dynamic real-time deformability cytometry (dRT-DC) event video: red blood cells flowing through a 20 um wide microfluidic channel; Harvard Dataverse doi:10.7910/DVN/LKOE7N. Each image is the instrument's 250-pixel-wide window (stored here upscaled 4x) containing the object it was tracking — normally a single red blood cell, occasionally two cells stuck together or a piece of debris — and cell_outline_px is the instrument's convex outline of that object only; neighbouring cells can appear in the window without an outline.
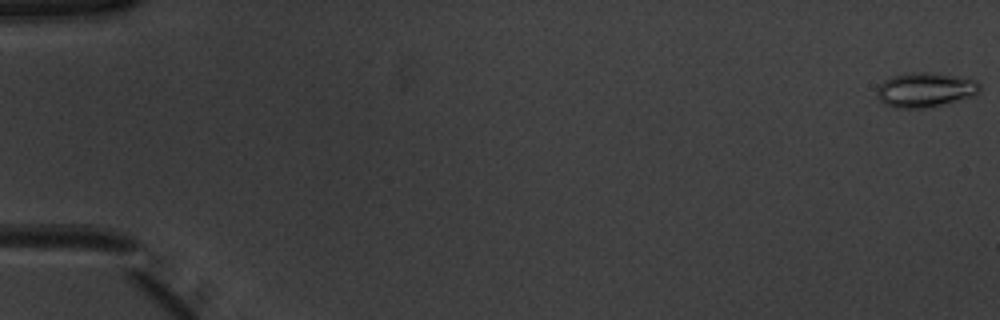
{"species": "common noctule bat (a hibernating species)", "species_latin": "Nyctalus noctula", "temperature_condition": "warm", "stored_images_in_passage": 53, "camera_frame_rate_fps": 3000, "um_per_image_px": 0.085, "animal": {"sex": "male", "body_mass_g": 20.1, "forearm_length_mm": 53.5}, "frame": {"image": 1, "passage_image": 1, "time_ms": 0.0, "image_size_px": [1000, 320], "cell_outline_px": [[980, 92], [932, 108], [896, 108], [884, 104], [876, 96], [876, 88], [884, 80], [892, 76], [908, 72], [928, 72], [956, 76], [976, 80], [980, 84]], "centroid_in_image_um": [78.59, 7.63], "position_along_channel_um": 6.4, "area_um2": 20.81}}
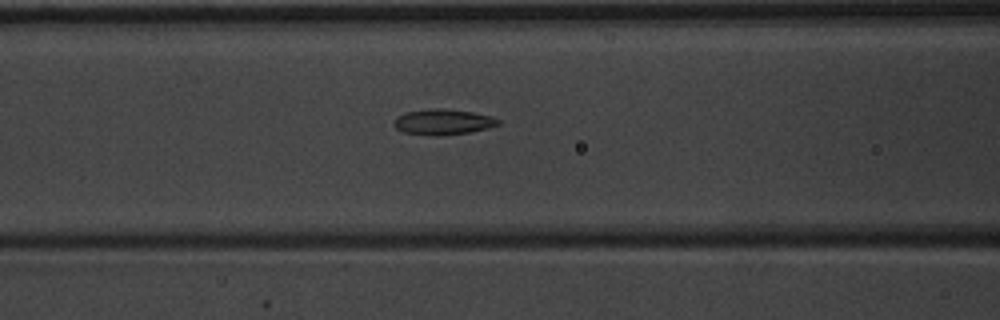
{"frame": {"image": 2, "passage_image": 23, "time_ms": 7.333, "image_size_px": [1000, 320], "cell_outline_px": [[500, 124], [488, 128], [468, 132], [436, 136], [404, 132], [396, 128], [396, 120], [404, 112], [436, 108], [440, 108], [472, 112], [492, 116], [500, 120]], "centroid_in_image_um": [37.71, 10.36], "position_along_channel_um": 128.9, "area_um2": 15.2}}
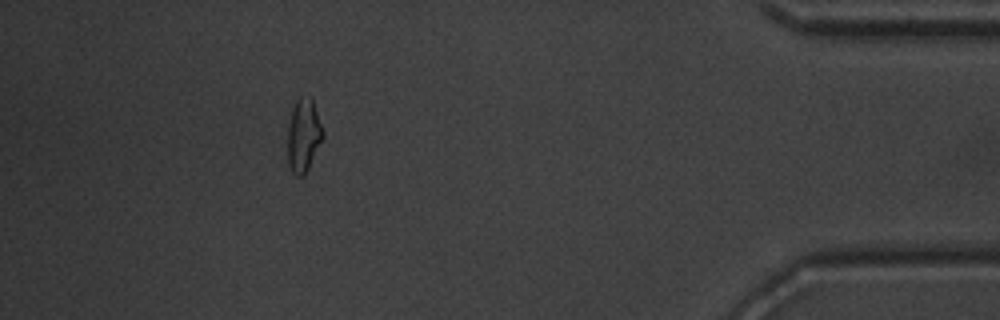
{"frame": {"image": 3, "passage_image": 48, "time_ms": 15.667, "image_size_px": [1000, 320], "cell_outline_px": [[324, 136], [304, 176], [296, 176], [292, 172], [288, 164], [288, 124], [292, 108], [296, 100], [300, 96], [312, 100], [324, 132]], "centroid_in_image_um": [25.78, 11.53], "position_along_channel_um": 409.4, "area_um2": 14.85}, "authors_computed_cell_mechanics": {"area_um2": 15.3748, "velocity_mm_per_s": 3.9491, "shape_relaxation_time_tau1_ms": 5.2572, "shape_relaxation_time_tau2_ms": 2.213, "deformation_change_tau1": 0.1907, "deformation_change_tau2": 0.0998}}